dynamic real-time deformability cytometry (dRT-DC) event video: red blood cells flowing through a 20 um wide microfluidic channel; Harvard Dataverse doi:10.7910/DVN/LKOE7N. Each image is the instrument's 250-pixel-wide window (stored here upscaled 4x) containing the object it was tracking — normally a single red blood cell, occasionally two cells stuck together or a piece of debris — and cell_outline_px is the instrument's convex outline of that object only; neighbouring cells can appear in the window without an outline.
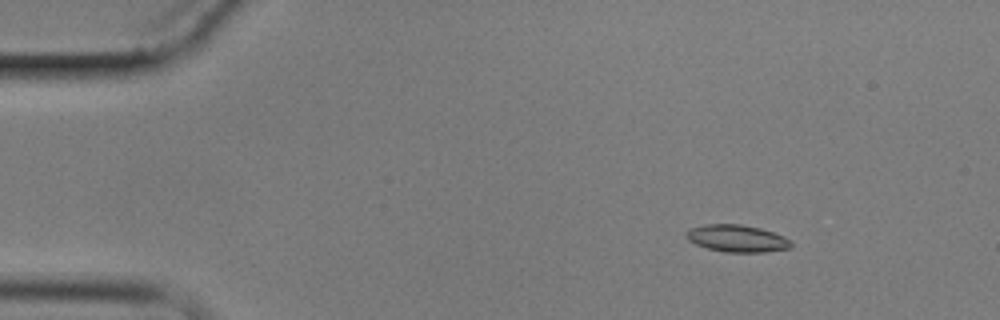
{"species": "common noctule bat (a hibernating species)", "species_latin": "Nyctalus noctula", "temperature_condition": "cold", "stored_images_in_passage": 7, "camera_frame_rate_fps": 3000, "um_per_image_px": 0.085, "animal": {"sex": "male", "body_mass_g": 17.9}, "frame": {"image": 1, "passage_image": 3, "time_ms": 2.333, "image_size_px": [1000, 320], "cell_outline_px": [[792, 248], [764, 252], [724, 252], [708, 248], [696, 244], [688, 240], [684, 236], [688, 228], [708, 224], [740, 224], [760, 228], [784, 236], [792, 240]], "centroid_in_image_um": [62.65, 20.27], "position_along_channel_um": 22.4, "area_um2": 16.7}}
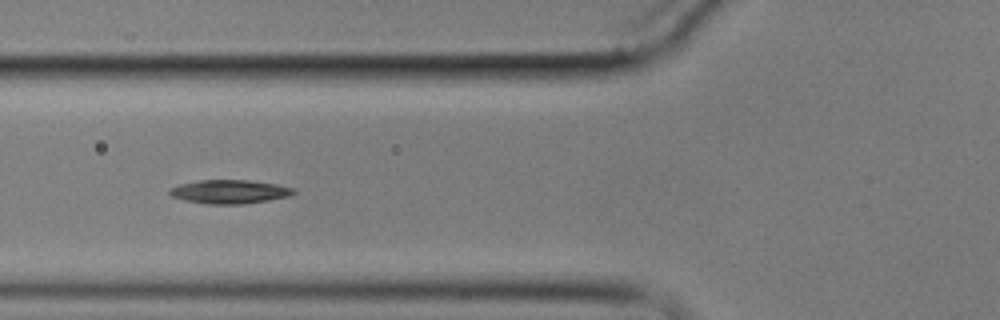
{"frame": {"image": 2, "passage_image": 6, "time_ms": 7.0, "image_size_px": [1000, 320], "cell_outline_px": [[296, 192], [292, 196], [268, 200], [240, 204], [208, 204], [184, 200], [172, 196], [168, 192], [172, 188], [180, 184], [200, 180], [248, 180], [276, 184], [292, 188]], "centroid_in_image_um": [19.53, 16.29], "position_along_channel_um": 106.3, "area_um2": 16.99}}
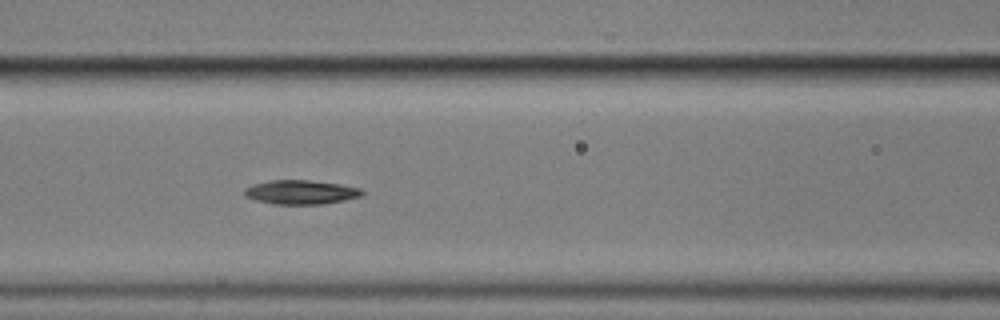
{"frame": {"image": 3, "passage_image": 7, "time_ms": 8.0, "image_size_px": [1000, 320], "cell_outline_px": [[364, 192], [360, 196], [344, 200], [324, 204], [272, 204], [256, 200], [244, 196], [244, 188], [252, 184], [268, 180], [312, 180], [340, 184], [360, 188]], "centroid_in_image_um": [25.53, 16.33], "position_along_channel_um": 141.1, "area_um2": 16.65}}